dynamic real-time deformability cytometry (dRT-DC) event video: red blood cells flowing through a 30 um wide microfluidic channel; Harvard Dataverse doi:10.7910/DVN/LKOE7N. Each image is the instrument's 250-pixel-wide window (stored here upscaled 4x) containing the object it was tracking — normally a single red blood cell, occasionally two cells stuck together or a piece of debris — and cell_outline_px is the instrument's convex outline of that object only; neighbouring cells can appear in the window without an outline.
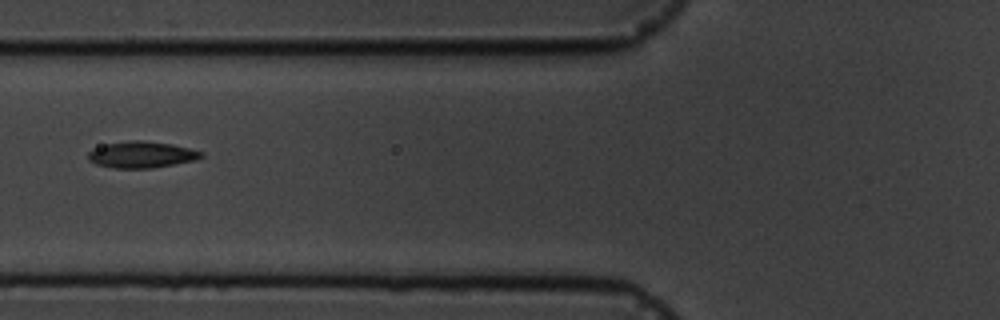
{"species": "common noctule bat (a hibernating species)", "species_latin": "Nyctalus noctula", "temperature_condition": "cold", "stored_images_in_passage": 9, "camera_frame_rate_fps": 3000, "um_per_image_px": 0.085, "animal": {"sex": "male", "body_mass_g": 19.5, "forearm_length_mm": 54.6}, "frame": {"image": 1, "passage_image": 8, "time_ms": 9.0, "image_size_px": [1000, 320], "cell_outline_px": [[204, 156], [196, 160], [152, 168], [112, 168], [96, 164], [88, 160], [88, 152], [92, 148], [108, 144], [136, 140], [140, 140], [172, 144], [204, 152]], "centroid_in_image_um": [12.04, 13.15], "position_along_channel_um": 113.8, "area_um2": 17.34}}
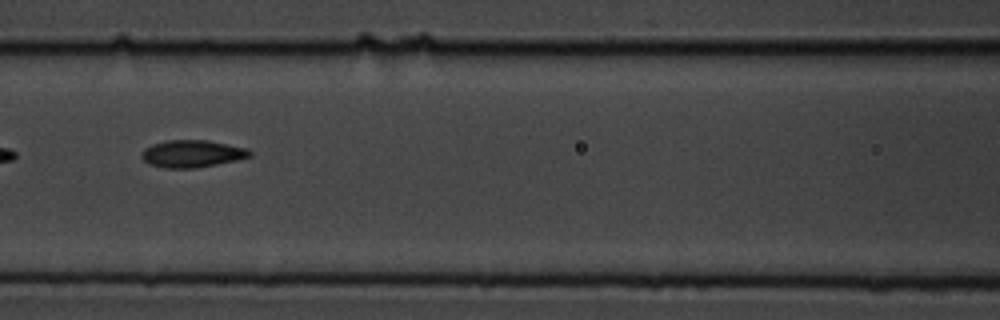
{"frame": {"image": 2, "passage_image": 9, "time_ms": 10.0, "image_size_px": [1000, 320], "cell_outline_px": [[252, 156], [236, 160], [196, 168], [164, 168], [148, 164], [140, 156], [144, 148], [152, 144], [168, 140], [208, 140], [248, 148], [252, 152]], "centroid_in_image_um": [16.32, 13.06], "position_along_channel_um": 150.3, "area_um2": 17.28}}